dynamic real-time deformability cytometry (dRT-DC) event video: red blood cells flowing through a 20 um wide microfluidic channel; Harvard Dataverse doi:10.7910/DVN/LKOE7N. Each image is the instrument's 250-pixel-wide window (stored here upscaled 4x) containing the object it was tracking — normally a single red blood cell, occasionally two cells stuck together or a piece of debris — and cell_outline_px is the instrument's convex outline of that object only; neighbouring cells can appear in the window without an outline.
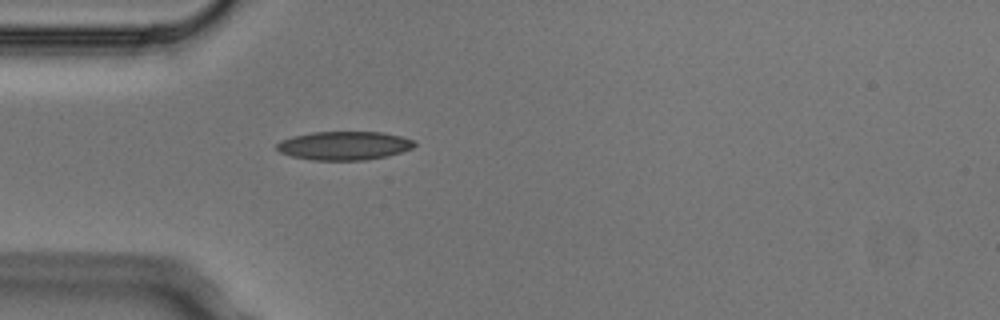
{"species": "Egyptian fruit bat (a non-hibernating species)", "species_latin": "Rousettus aegyptiacus", "temperature_condition": "cold", "stored_images_in_passage": 3, "camera_frame_rate_fps": 3000, "um_per_image_px": 0.085, "animal": {"sex": "male"}, "frame": {"image": 1, "passage_image": 3, "time_ms": 0.667, "image_size_px": [1000, 320], "cell_outline_px": [[416, 144], [412, 148], [388, 156], [364, 160], [312, 160], [292, 156], [280, 152], [276, 148], [276, 144], [280, 140], [292, 136], [312, 132], [384, 132], [400, 136], [412, 140]], "centroid_in_image_um": [29.23, 12.38], "position_along_channel_um": 55.8, "area_um2": 22.95}}